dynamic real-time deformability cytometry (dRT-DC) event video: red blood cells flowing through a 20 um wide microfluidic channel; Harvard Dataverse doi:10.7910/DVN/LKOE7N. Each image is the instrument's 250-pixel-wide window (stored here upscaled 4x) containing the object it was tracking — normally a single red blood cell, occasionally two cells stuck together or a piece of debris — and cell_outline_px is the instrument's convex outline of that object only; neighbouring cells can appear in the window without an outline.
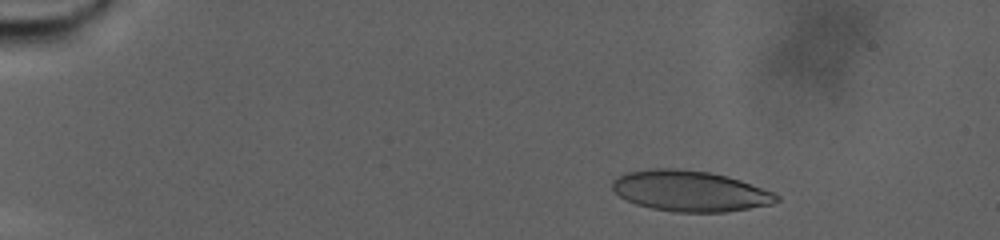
{"species": "human", "species_latin": "Homo sapiens", "temperature_condition": "warm", "stored_images_in_passage": 77, "camera_frame_rate_fps": 3000, "um_per_image_px": 0.085, "donor": {"sex": "male"}, "frame": {"image": 1, "passage_image": 13, "time_ms": 4.0, "image_size_px": [1000, 240], "cell_outline_px": [[780, 200], [772, 204], [724, 212], [676, 212], [652, 208], [636, 204], [620, 196], [612, 188], [612, 180], [616, 176], [624, 172], [652, 168], [676, 168], [708, 172], [728, 176], [740, 180], [772, 192], [780, 196]], "centroid_in_image_um": [58.62, 16.22], "position_along_channel_um": 26.4, "area_um2": 38.96}}
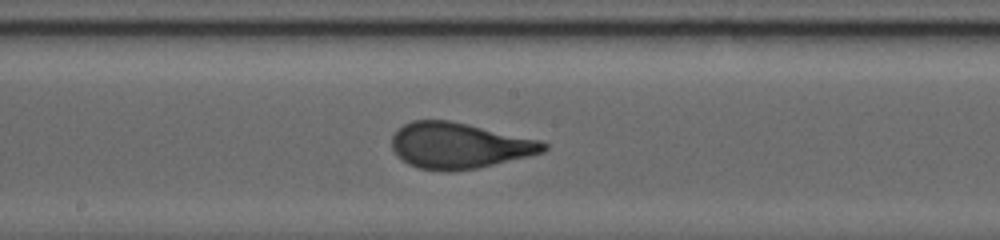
{"frame": {"image": 2, "passage_image": 49, "time_ms": 16.0, "image_size_px": [1000, 240], "cell_outline_px": [[548, 148], [544, 152], [528, 156], [476, 168], [448, 172], [440, 172], [420, 168], [408, 164], [392, 148], [392, 136], [396, 128], [412, 120], [448, 120], [468, 124], [540, 140], [548, 144]], "centroid_in_image_um": [39.01, 12.37], "position_along_channel_um": 209.2, "area_um2": 40.46}}
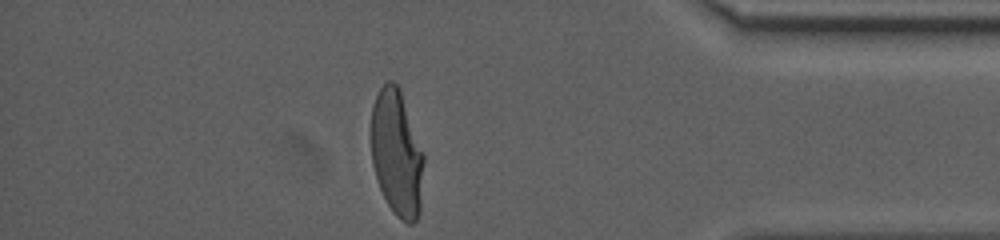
{"frame": {"image": 3, "passage_image": 76, "time_ms": 25.0, "image_size_px": [1000, 240], "cell_outline_px": [[424, 160], [420, 212], [416, 220], [412, 224], [408, 224], [400, 220], [396, 216], [388, 204], [376, 180], [372, 164], [372, 104], [380, 88], [388, 80], [392, 80], [400, 88], [424, 152]], "centroid_in_image_um": [33.74, 13.03], "position_along_channel_um": 401.5, "area_um2": 39.02}, "authors_computed_cell_mechanics": {"area_um2": 39.7086, "velocity_mm_per_s": 2.4282, "shape_relaxation_time_tau1_ms": 9.1637, "shape_relaxation_time_tau2_ms": null, "deformation_change_tau1": 0.2757, "deformation_change_tau2": null}}